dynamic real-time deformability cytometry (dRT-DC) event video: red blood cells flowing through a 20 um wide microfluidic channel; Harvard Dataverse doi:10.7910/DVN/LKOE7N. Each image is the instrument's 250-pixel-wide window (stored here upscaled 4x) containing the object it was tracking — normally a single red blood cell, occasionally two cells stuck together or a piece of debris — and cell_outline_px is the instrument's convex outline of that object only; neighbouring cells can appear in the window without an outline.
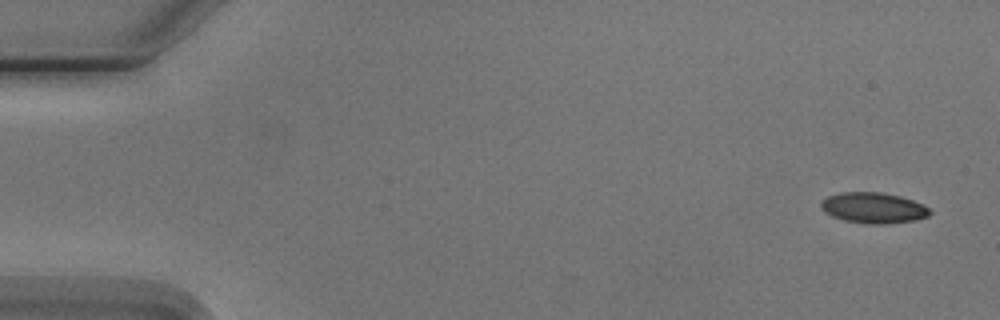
{"species": "Egyptian fruit bat (a non-hibernating species)", "species_latin": "Rousettus aegyptiacus", "temperature_condition": "cold", "stored_images_in_passage": 10, "camera_frame_rate_fps": 3000, "um_per_image_px": 0.085, "animal": {"sex": "male"}, "frame": {"image": 1, "passage_image": 1, "time_ms": 0.0, "image_size_px": [1000, 320], "cell_outline_px": [[932, 212], [928, 216], [912, 220], [884, 224], [872, 224], [844, 220], [832, 216], [824, 212], [820, 204], [828, 196], [840, 192], [880, 192], [900, 196], [924, 204]], "centroid_in_image_um": [74.24, 17.66], "position_along_channel_um": 10.8, "area_um2": 19.31}}
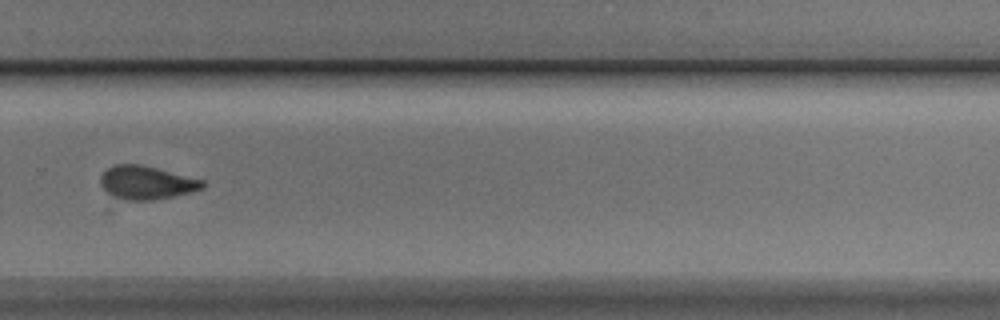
{"frame": {"image": 2, "passage_image": 10, "time_ms": 11.667, "image_size_px": [1000, 320], "cell_outline_px": [[204, 188], [192, 192], [112, 212], [108, 212], [100, 184], [100, 176], [108, 168], [116, 164], [140, 164], [204, 180]], "centroid_in_image_um": [12.15, 15.78], "position_along_channel_um": 317.7, "area_um2": 23.29}}